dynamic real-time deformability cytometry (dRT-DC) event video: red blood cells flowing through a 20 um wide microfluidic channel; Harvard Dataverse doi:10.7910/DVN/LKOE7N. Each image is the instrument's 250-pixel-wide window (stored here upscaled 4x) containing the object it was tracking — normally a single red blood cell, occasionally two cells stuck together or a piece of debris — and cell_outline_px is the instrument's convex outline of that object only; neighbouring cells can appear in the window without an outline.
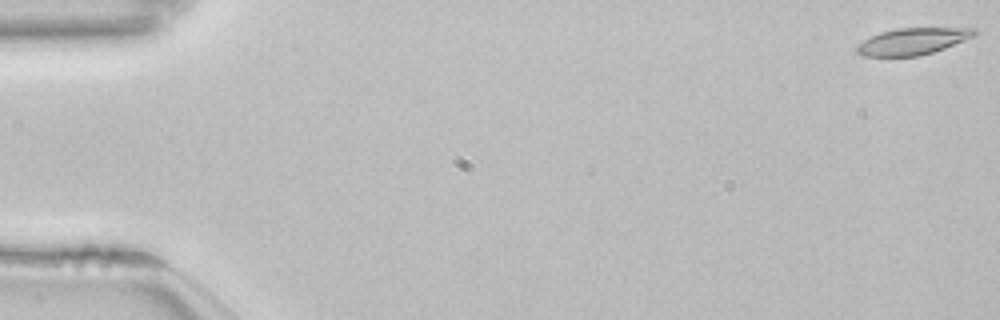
{"species": "common noctule bat (a hibernating species)", "species_latin": "Nyctalus noctula", "temperature_condition": "room temperature", "stored_images_in_passage": 54, "camera_frame_rate_fps": 3000, "um_per_image_px": 0.085, "animal": {"sex": "female", "body_mass_g": 22.7, "forearm_length_mm": 54.2}, "frame": {"image": 1, "passage_image": 1, "time_ms": 0.0, "image_size_px": [1000, 320], "cell_outline_px": [[976, 36], [944, 48], [920, 56], [864, 56], [856, 52], [856, 44], [880, 32], [896, 28], [976, 28]], "centroid_in_image_um": [77.57, 3.51], "position_along_channel_um": 7.4, "area_um2": 18.26}}
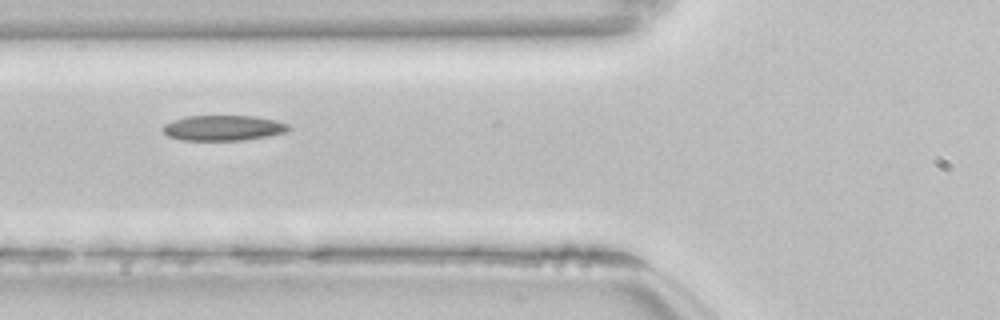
{"frame": {"image": 2, "passage_image": 21, "time_ms": 6.667, "image_size_px": [1000, 320], "cell_outline_px": [[292, 128], [288, 132], [268, 136], [244, 140], [184, 140], [168, 136], [160, 128], [164, 124], [172, 120], [188, 116], [252, 116], [276, 120], [288, 124]], "centroid_in_image_um": [18.99, 10.87], "position_along_channel_um": 106.8, "area_um2": 18.67}}
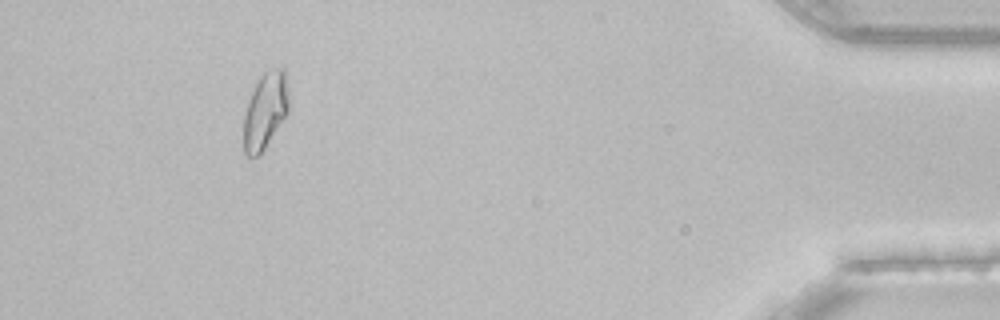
{"frame": {"image": 3, "passage_image": 50, "time_ms": 16.333, "image_size_px": [1000, 320], "cell_outline_px": [[288, 112], [264, 148], [256, 156], [244, 156], [244, 112], [248, 100], [260, 76], [264, 72], [272, 68], [284, 68], [288, 88]], "centroid_in_image_um": [22.54, 9.38], "position_along_channel_um": 412.7, "area_um2": 19.83}, "authors_computed_cell_mechanics": {"area_um2": 18.6694, "velocity_mm_per_s": 3.8289, "shape_relaxation_time_tau1_ms": null, "shape_relaxation_time_tau2_ms": 2.9636, "deformation_change_tau1": null, "deformation_change_tau2": 0.0787}}